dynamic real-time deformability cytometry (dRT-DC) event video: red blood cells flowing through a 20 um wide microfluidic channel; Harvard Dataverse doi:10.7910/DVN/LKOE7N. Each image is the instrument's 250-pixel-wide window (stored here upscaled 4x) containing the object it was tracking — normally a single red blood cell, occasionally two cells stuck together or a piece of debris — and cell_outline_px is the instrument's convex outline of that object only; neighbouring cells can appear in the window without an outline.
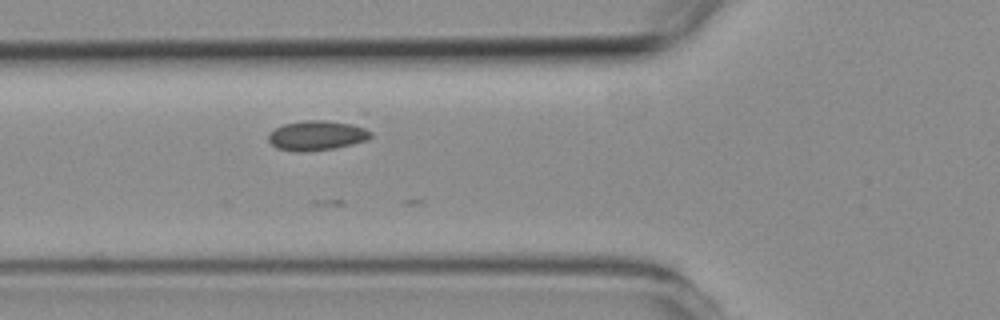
{"species": "common noctule bat (a hibernating species)", "species_latin": "Nyctalus noctula", "temperature_condition": "room temperature", "stored_images_in_passage": 5, "camera_frame_rate_fps": 3000, "um_per_image_px": 0.085, "animal": {"sex": "female", "body_mass_g": 19.3, "forearm_length_mm": 54.1}, "frame": {"image": 1, "passage_image": 5, "time_ms": 4.333, "image_size_px": [1000, 320], "cell_outline_px": [[372, 136], [368, 140], [352, 144], [332, 148], [300, 152], [296, 152], [276, 148], [268, 140], [268, 136], [276, 128], [284, 124], [304, 120], [360, 120], [372, 132]], "centroid_in_image_um": [27.09, 11.46], "position_along_channel_um": 98.7, "area_um2": 18.55}}